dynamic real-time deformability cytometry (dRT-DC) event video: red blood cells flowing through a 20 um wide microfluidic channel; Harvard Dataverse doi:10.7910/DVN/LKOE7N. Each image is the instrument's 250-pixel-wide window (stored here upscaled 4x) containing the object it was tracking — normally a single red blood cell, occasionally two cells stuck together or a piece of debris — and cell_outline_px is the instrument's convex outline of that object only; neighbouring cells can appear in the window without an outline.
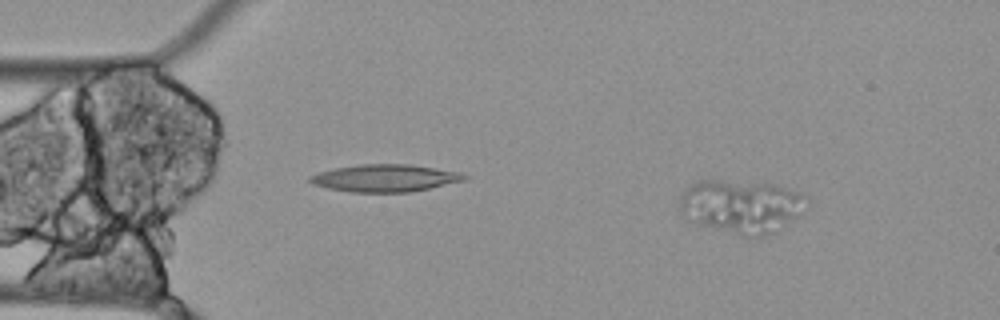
{"species": "Egyptian fruit bat (a non-hibernating species)", "species_latin": "Rousettus aegyptiacus", "temperature_condition": "cold", "stored_images_in_passage": 5, "camera_frame_rate_fps": 3000, "um_per_image_px": 0.085, "animal": {"sex": "female"}, "frame": {"image": 1, "passage_image": 2, "time_ms": 0.333, "image_size_px": [1000, 320], "cell_outline_px": [[808, 204], [804, 212], [772, 232], [764, 236], [748, 236], [692, 224], [680, 212], [680, 196], [688, 184], [696, 180], [720, 180], [772, 184], [800, 192], [808, 196]], "centroid_in_image_um": [62.98, 17.52], "position_along_channel_um": 22.0, "area_um2": 39.77}}
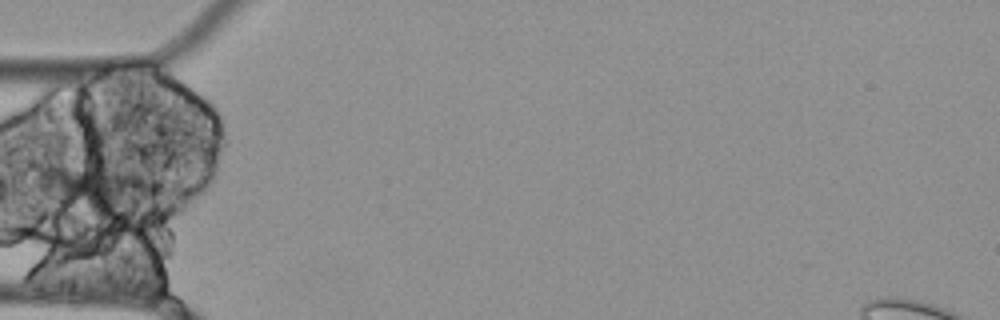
{"frame": {"image": 2, "passage_image": 5, "time_ms": 1.333, "image_size_px": [1000, 320], "cell_outline_px": [[164, 192], [116, 216], [104, 216], [56, 200], [40, 192], [36, 188], [40, 176], [44, 168], [48, 164], [88, 168], [124, 172], [156, 180], [164, 184]], "centroid_in_image_um": [8.28, 16.04], "position_along_channel_um": 76.7, "area_um2": 31.33}}